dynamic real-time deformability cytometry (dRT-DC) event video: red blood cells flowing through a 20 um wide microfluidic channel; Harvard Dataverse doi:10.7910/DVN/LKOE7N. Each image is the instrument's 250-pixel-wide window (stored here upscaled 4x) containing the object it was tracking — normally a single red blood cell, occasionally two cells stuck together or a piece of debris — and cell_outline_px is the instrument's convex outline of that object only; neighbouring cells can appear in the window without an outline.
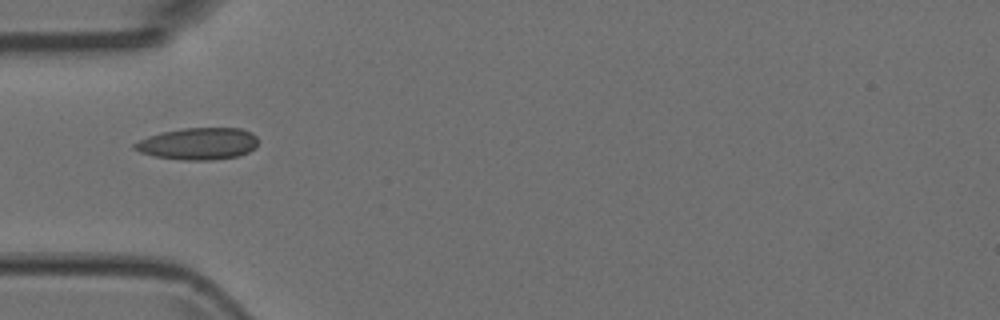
{"species": "Egyptian fruit bat (a non-hibernating species)", "species_latin": "Rousettus aegyptiacus", "temperature_condition": "room temperature", "stored_images_in_passage": 1, "camera_frame_rate_fps": 3000, "um_per_image_px": 0.085, "animal": {"sex": "female"}, "frame": {"image": 1, "passage_image": 1, "time_ms": 0.0, "image_size_px": [1000, 320], "cell_outline_px": [[256, 148], [248, 152], [236, 156], [212, 160], [184, 160], [156, 156], [140, 152], [132, 148], [132, 144], [148, 136], [160, 132], [184, 128], [240, 128], [252, 132], [256, 136]], "centroid_in_image_um": [16.84, 12.21], "position_along_channel_um": 68.2, "area_um2": 22.95}}